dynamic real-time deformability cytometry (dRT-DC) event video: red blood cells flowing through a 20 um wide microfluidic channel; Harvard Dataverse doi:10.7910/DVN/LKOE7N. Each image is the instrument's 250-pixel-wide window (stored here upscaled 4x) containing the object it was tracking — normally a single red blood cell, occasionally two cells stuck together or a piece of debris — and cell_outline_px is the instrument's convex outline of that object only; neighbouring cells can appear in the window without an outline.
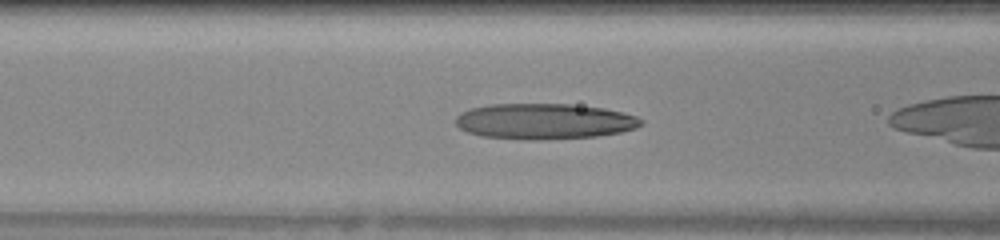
{"species": "human", "species_latin": "Homo sapiens", "temperature_condition": "warm", "stored_images_in_passage": 16, "camera_frame_rate_fps": 3000, "um_per_image_px": 0.085, "donor": {"sex": "female"}, "frame": {"image": 1, "passage_image": 3, "time_ms": 0.667, "image_size_px": [1000, 240], "cell_outline_px": [[644, 124], [636, 128], [620, 132], [596, 136], [540, 140], [532, 140], [480, 136], [468, 132], [460, 128], [456, 124], [456, 116], [460, 112], [472, 108], [488, 104], [568, 104], [604, 108], [636, 116], [644, 120]], "centroid_in_image_um": [46.26, 10.31], "position_along_channel_um": 120.3, "area_um2": 38.61}}
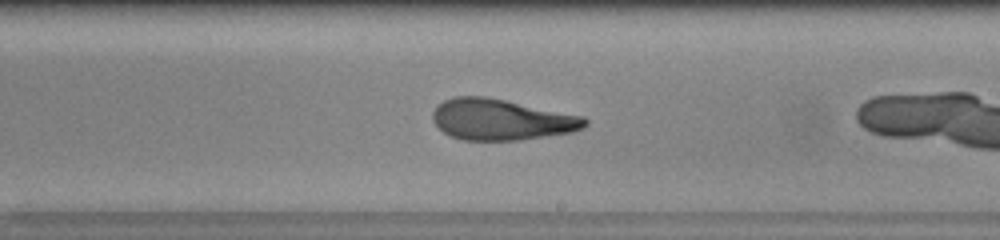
{"frame": {"image": 2, "passage_image": 12, "time_ms": 3.667, "image_size_px": [1000, 240], "cell_outline_px": [[588, 124], [584, 128], [572, 132], [520, 140], [464, 140], [452, 136], [444, 132], [432, 120], [432, 112], [436, 104], [444, 100], [456, 96], [484, 96], [584, 116], [588, 120]], "centroid_in_image_um": [42.61, 10.16], "position_along_channel_um": 246.4, "area_um2": 36.36}}